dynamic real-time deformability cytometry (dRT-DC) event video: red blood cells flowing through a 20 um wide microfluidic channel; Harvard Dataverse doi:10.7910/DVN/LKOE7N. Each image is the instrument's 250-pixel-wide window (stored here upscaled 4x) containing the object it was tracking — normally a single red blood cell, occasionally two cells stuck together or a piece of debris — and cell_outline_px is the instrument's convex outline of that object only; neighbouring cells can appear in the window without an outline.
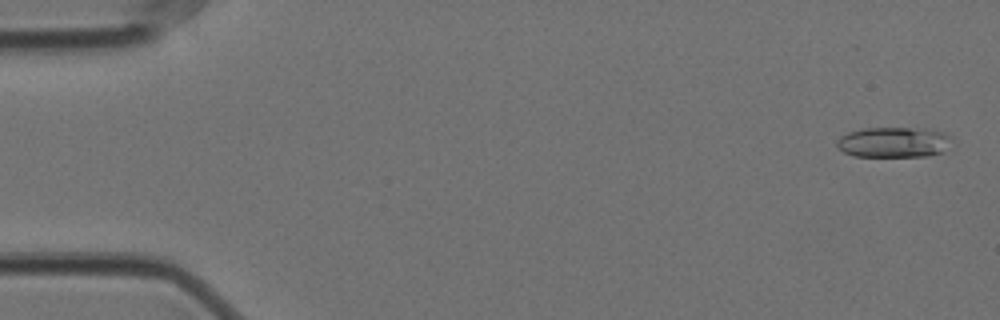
{"species": "Egyptian fruit bat (a non-hibernating species)", "species_latin": "Rousettus aegyptiacus", "temperature_condition": "cold", "stored_images_in_passage": 57, "camera_frame_rate_fps": 3000, "um_per_image_px": 0.085, "animal": {"sex": "female"}, "frame": {"image": 1, "passage_image": 2, "time_ms": 0.333, "image_size_px": [1000, 320], "cell_outline_px": [[952, 136], [944, 152], [928, 156], [856, 156], [844, 152], [836, 144], [836, 140], [840, 136], [848, 132], [864, 128], [908, 128], [944, 132]], "centroid_in_image_um": [75.95, 12.09], "position_along_channel_um": 9.1, "area_um2": 20.17}}
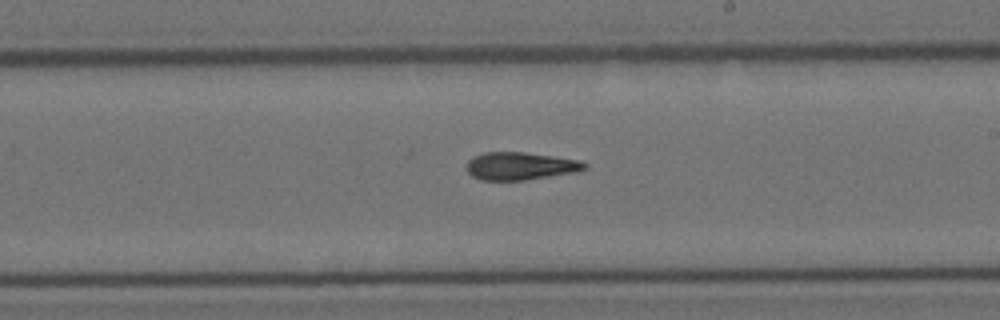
{"frame": {"image": 2, "passage_image": 33, "time_ms": 10.667, "image_size_px": [1000, 320], "cell_outline_px": [[588, 168], [576, 172], [524, 180], [480, 180], [472, 176], [468, 172], [468, 160], [484, 152], [524, 152], [580, 160], [588, 164]], "centroid_in_image_um": [44.26, 14.11], "position_along_channel_um": 244.7, "area_um2": 18.96}}
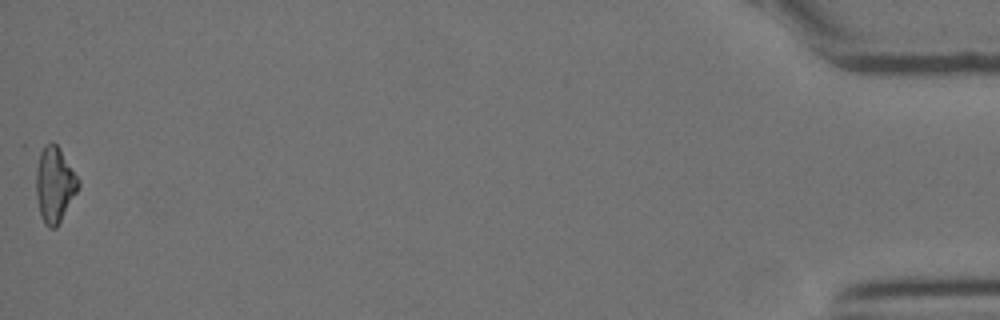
{"frame": {"image": 3, "passage_image": 57, "time_ms": 18.667, "image_size_px": [1000, 320], "cell_outline_px": [[80, 184], [76, 192], [56, 228], [48, 228], [44, 224], [40, 216], [36, 196], [32, 148], [52, 140], [60, 148], [80, 180]], "centroid_in_image_um": [4.53, 15.52], "position_along_channel_um": 430.7, "area_um2": 19.94}, "authors_computed_cell_mechanics": {"area_um2": 19.074, "velocity_mm_per_s": 3.5333, "shape_relaxation_time_tau1_ms": 10.0774, "shape_relaxation_time_tau2_ms": 8.714, "deformation_change_tau1": 0.2111, "deformation_change_tau2": 0.205}}